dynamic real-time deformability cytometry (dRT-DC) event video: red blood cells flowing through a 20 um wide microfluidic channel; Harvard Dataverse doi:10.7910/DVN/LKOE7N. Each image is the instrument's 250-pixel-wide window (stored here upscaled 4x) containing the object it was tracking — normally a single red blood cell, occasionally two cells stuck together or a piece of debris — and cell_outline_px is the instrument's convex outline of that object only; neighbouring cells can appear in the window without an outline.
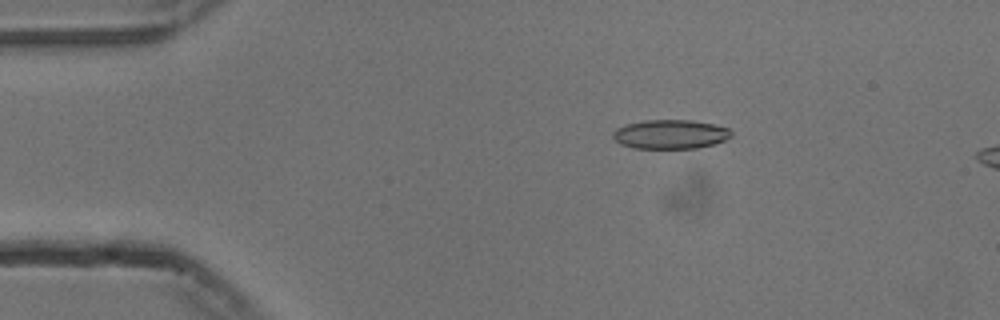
{"species": "common noctule bat (a hibernating species)", "species_latin": "Nyctalus noctula", "temperature_condition": "cold", "stored_images_in_passage": 12, "camera_frame_rate_fps": 3000, "um_per_image_px": 0.085, "animal": {"sex": "male", "body_mass_g": 13.3}, "frame": {"image": 1, "passage_image": 6, "time_ms": 1.667, "image_size_px": [1000, 320], "cell_outline_px": [[732, 136], [724, 140], [712, 144], [696, 148], [632, 148], [620, 144], [612, 136], [612, 132], [616, 128], [624, 124], [644, 120], [692, 120], [712, 124], [728, 128], [732, 132]], "centroid_in_image_um": [56.94, 11.4], "position_along_channel_um": 28.1, "area_um2": 20.11}}